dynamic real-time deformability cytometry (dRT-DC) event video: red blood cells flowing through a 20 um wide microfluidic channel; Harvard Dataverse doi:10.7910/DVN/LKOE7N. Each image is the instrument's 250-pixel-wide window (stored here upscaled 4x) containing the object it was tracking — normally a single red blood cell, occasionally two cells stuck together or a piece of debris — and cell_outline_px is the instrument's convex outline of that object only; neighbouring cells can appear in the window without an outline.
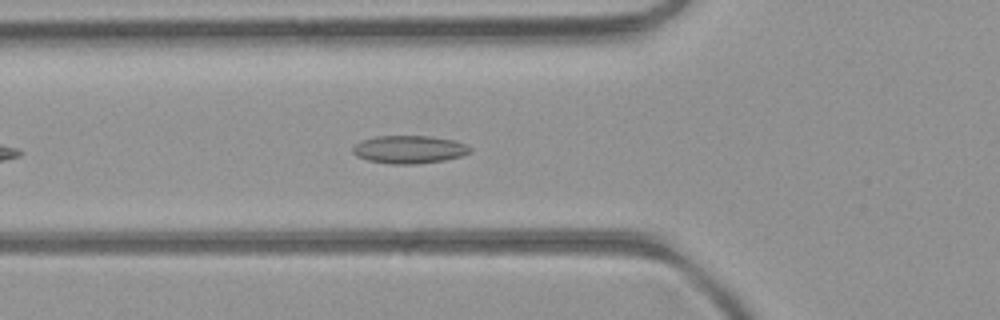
{"species": "common noctule bat (a hibernating species)", "species_latin": "Nyctalus noctula", "temperature_condition": "room temperature", "stored_images_in_passage": 12, "camera_frame_rate_fps": 3000, "um_per_image_px": 0.085, "animal": {"sex": "female", "body_mass_g": 21.9}, "frame": {"image": 1, "passage_image": 6, "time_ms": 1.667, "image_size_px": [1000, 320], "cell_outline_px": [[472, 152], [460, 156], [444, 160], [416, 164], [388, 164], [368, 160], [356, 156], [352, 152], [352, 148], [360, 140], [376, 136], [428, 136], [452, 140], [464, 144], [472, 148]], "centroid_in_image_um": [34.75, 12.71], "position_along_channel_um": 91.1, "area_um2": 19.07}}